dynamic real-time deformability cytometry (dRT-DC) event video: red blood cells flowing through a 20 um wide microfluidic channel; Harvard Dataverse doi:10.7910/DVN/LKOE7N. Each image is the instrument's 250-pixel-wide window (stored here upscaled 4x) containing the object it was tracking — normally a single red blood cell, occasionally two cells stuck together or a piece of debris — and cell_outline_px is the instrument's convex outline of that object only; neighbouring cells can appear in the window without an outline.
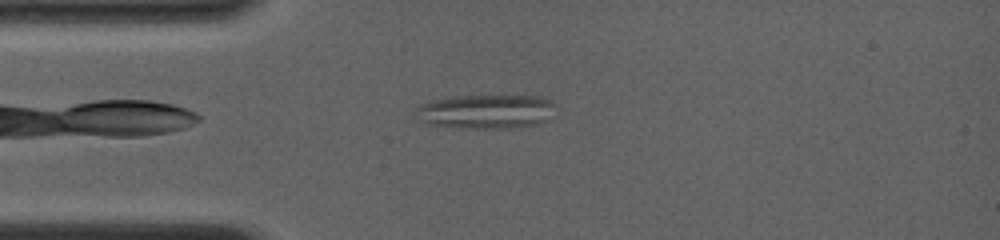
{"species": "common noctule bat (a hibernating species)", "species_latin": "Nyctalus noctula", "temperature_condition": "room temperature", "stored_images_in_passage": 34, "camera_frame_rate_fps": 4000, "um_per_image_px": 0.085, "animal": {"sex": "female", "body_mass_g": 19.0, "forearm_length_mm": 56.7}, "frame": {"image": 1, "passage_image": 3, "time_ms": 0.75, "image_size_px": [1000, 240], "cell_outline_px": [[556, 104], [548, 120], [536, 124], [512, 128], [464, 128], [424, 124], [420, 120], [416, 108], [432, 100], [460, 96], [536, 96], [552, 100]], "centroid_in_image_um": [41.35, 9.49], "position_along_channel_um": 43.7, "area_um2": 27.69}}
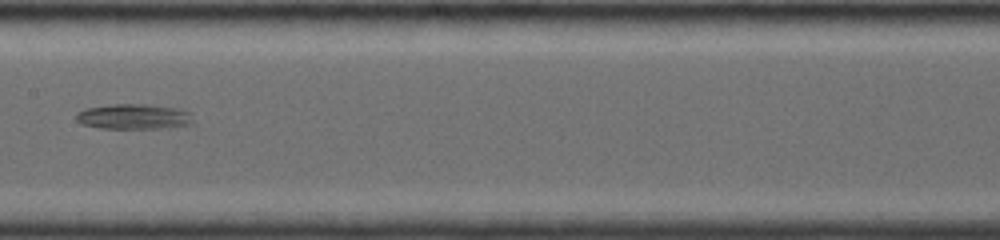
{"frame": {"image": 2, "passage_image": 14, "time_ms": 5.0, "image_size_px": [1000, 240], "cell_outline_px": [[196, 120], [192, 124], [160, 128], [100, 128], [84, 124], [76, 120], [76, 112], [84, 108], [112, 104], [144, 104], [176, 108], [188, 112]], "centroid_in_image_um": [11.36, 9.9], "position_along_channel_um": 196.0, "area_um2": 17.17}}
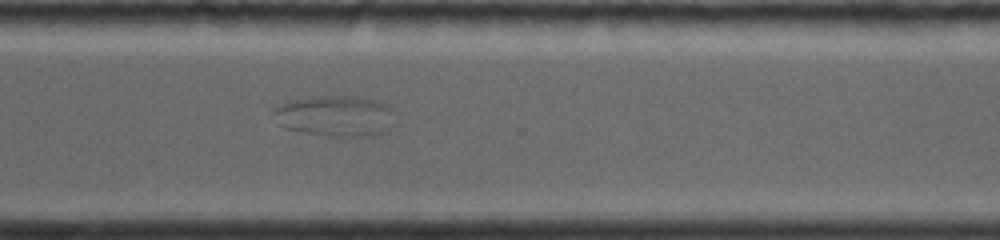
{"frame": {"image": 3, "passage_image": 24, "time_ms": 8.75, "image_size_px": [1000, 240], "cell_outline_px": [[400, 120], [388, 132], [372, 136], [332, 136], [284, 128], [280, 124], [272, 112], [276, 108], [284, 104], [296, 100], [312, 96], [356, 96], [388, 104]], "centroid_in_image_um": [28.67, 9.87], "position_along_channel_um": 341.9, "area_um2": 29.13}}